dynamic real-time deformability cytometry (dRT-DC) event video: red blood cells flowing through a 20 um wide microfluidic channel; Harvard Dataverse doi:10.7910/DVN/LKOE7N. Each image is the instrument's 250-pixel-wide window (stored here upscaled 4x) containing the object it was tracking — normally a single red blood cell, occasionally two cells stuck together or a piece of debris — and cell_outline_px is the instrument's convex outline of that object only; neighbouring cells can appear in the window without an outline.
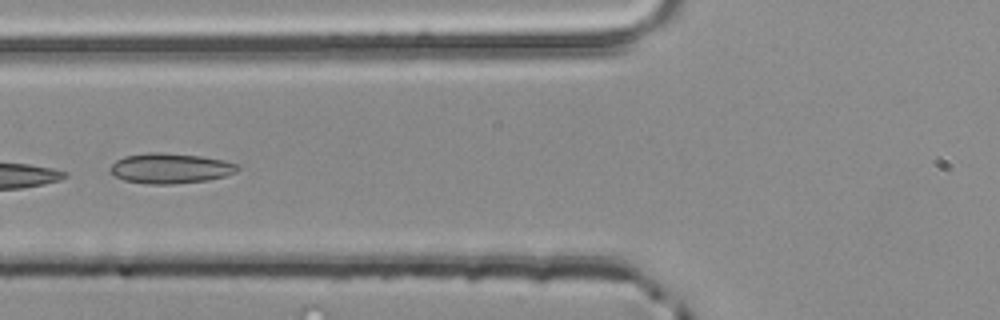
{"species": "common noctule bat (a hibernating species)", "species_latin": "Nyctalus noctula", "temperature_condition": "room temperature", "stored_images_in_passage": 5, "camera_frame_rate_fps": 3000, "um_per_image_px": 0.085, "animal": {"sex": "male", "body_mass_g": 20.4}, "frame": {"image": 1, "passage_image": 5, "time_ms": 1.333, "image_size_px": [1000, 320], "cell_outline_px": [[240, 168], [236, 172], [224, 176], [208, 180], [172, 184], [148, 184], [124, 180], [116, 176], [108, 168], [116, 160], [124, 156], [148, 152], [160, 152], [200, 156], [224, 160], [236, 164]], "centroid_in_image_um": [14.46, 14.3], "position_along_channel_um": 111.3, "area_um2": 22.37}}